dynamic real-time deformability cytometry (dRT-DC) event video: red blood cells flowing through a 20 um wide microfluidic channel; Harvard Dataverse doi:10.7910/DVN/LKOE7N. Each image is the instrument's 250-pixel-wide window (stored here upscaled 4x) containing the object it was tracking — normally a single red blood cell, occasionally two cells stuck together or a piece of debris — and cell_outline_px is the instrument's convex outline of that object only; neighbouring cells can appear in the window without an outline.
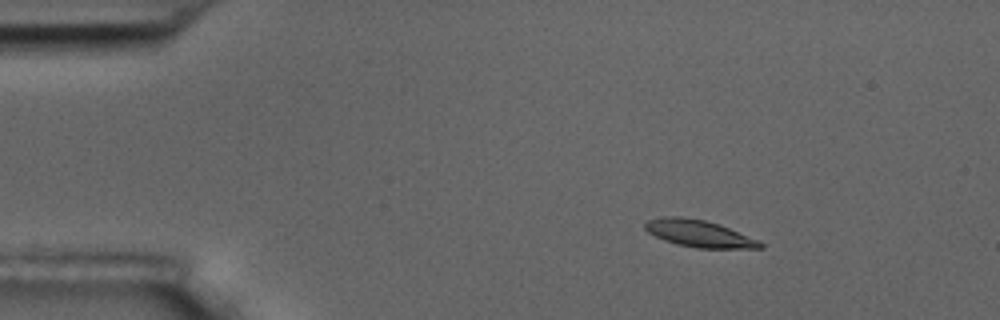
{"species": "common noctule bat (a hibernating species)", "species_latin": "Nyctalus noctula", "temperature_condition": "room temperature", "stored_images_in_passage": 4, "camera_frame_rate_fps": 3000, "um_per_image_px": 0.085, "animal": {"sex": "male", "body_mass_g": 17.5, "forearm_length_mm": 52.3}, "frame": {"image": 1, "passage_image": 1, "time_ms": 0.0, "image_size_px": [1000, 320], "cell_outline_px": [[764, 248], [696, 248], [664, 240], [648, 232], [644, 228], [644, 224], [648, 220], [660, 216], [680, 216], [704, 220], [720, 224], [760, 240], [764, 244]], "centroid_in_image_um": [59.44, 19.84], "position_along_channel_um": 25.6, "area_um2": 18.15}}
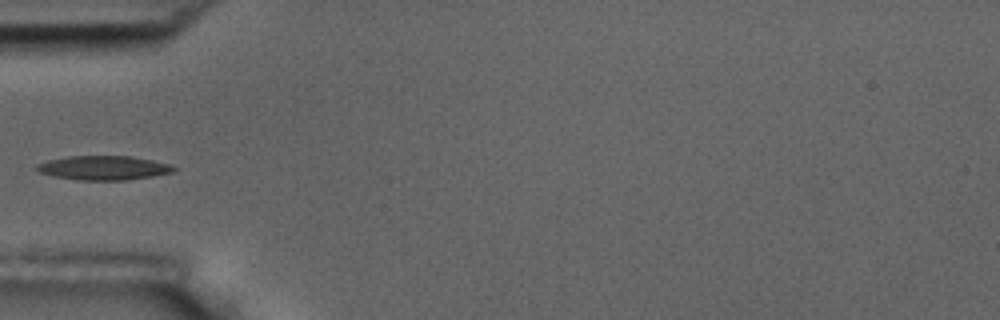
{"frame": {"image": 2, "passage_image": 4, "time_ms": 3.333, "image_size_px": [1000, 320], "cell_outline_px": [[180, 168], [176, 172], [152, 176], [124, 180], [76, 180], [56, 176], [40, 172], [36, 168], [36, 164], [48, 160], [68, 156], [132, 156], [152, 160], [168, 164]], "centroid_in_image_um": [8.86, 14.26], "position_along_channel_um": 76.1, "area_um2": 19.31}}